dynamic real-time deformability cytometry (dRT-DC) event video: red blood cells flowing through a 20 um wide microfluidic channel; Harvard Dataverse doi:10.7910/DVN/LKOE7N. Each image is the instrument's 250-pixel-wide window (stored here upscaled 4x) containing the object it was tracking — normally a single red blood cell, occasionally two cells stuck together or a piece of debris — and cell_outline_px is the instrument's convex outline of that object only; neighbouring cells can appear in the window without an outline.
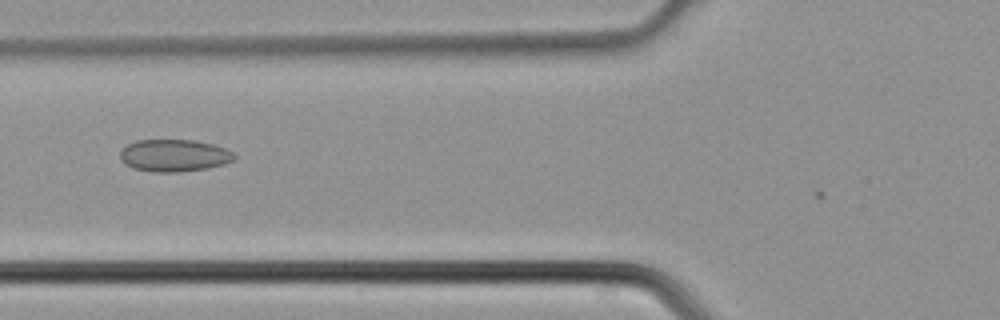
{"species": "common noctule bat (a hibernating species)", "species_latin": "Nyctalus noctula", "temperature_condition": "cold", "stored_images_in_passage": 4, "camera_frame_rate_fps": 3000, "um_per_image_px": 0.085, "animal": {"sex": "male", "body_mass_g": 21.5, "forearm_length_mm": 52.0}, "frame": {"image": 1, "passage_image": 4, "time_ms": 1.0, "image_size_px": [1000, 320], "cell_outline_px": [[236, 156], [232, 160], [224, 164], [208, 168], [180, 172], [152, 172], [132, 168], [124, 164], [120, 160], [120, 152], [128, 144], [136, 140], [196, 140], [212, 144], [224, 148], [232, 152]], "centroid_in_image_um": [14.77, 13.22], "position_along_channel_um": 111.0, "area_um2": 21.5}}